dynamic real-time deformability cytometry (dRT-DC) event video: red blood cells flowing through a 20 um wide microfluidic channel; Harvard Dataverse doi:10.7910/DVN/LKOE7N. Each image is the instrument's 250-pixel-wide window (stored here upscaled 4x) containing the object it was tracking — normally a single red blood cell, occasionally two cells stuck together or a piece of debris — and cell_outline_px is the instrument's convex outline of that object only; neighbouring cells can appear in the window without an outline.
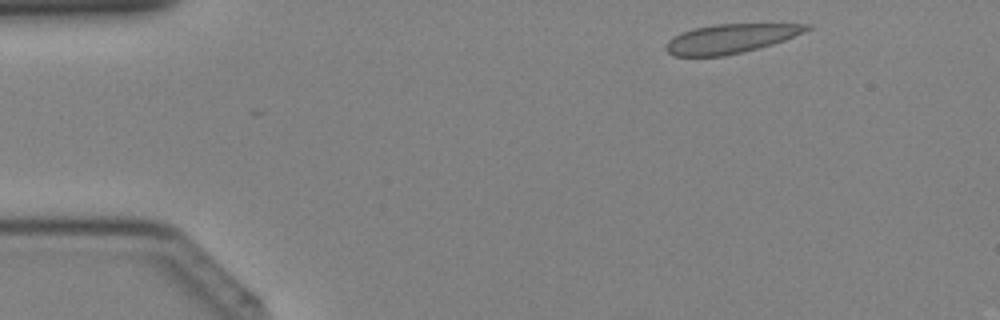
{"species": "Egyptian fruit bat (a non-hibernating species)", "species_latin": "Rousettus aegyptiacus", "temperature_condition": "cold", "stored_images_in_passage": 36, "camera_frame_rate_fps": 3000, "um_per_image_px": 0.085, "animal": {"sex": "female"}, "frame": {"image": 1, "passage_image": 2, "time_ms": 0.333, "image_size_px": [1000, 320], "cell_outline_px": [[812, 28], [804, 32], [784, 40], [772, 44], [724, 56], [672, 56], [664, 48], [668, 40], [692, 28], [712, 24], [812, 24]], "centroid_in_image_um": [62.08, 3.28], "position_along_channel_um": 22.9, "area_um2": 23.7}}
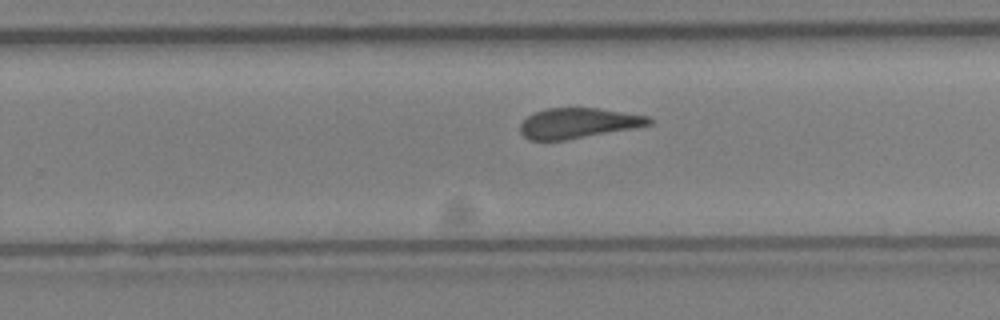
{"frame": {"image": 2, "passage_image": 22, "time_ms": 7.0, "image_size_px": [1000, 320], "cell_outline_px": [[652, 124], [632, 128], [564, 140], [528, 140], [520, 132], [520, 124], [528, 116], [544, 108], [600, 108], [648, 116], [652, 120]], "centroid_in_image_um": [49.12, 10.46], "position_along_channel_um": 280.7, "area_um2": 22.48}}
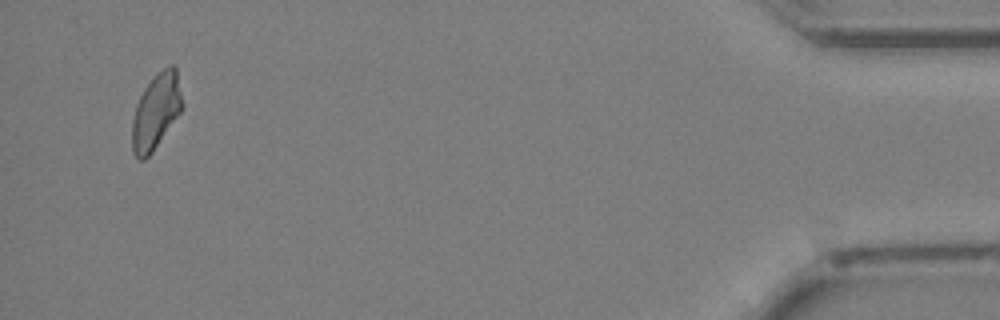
{"frame": {"image": 3, "passage_image": 35, "time_ms": 11.333, "image_size_px": [1000, 320], "cell_outline_px": [[180, 112], [152, 152], [144, 160], [140, 160], [132, 152], [132, 120], [136, 104], [144, 88], [164, 68], [172, 64], [176, 68], [180, 92]], "centroid_in_image_um": [13.21, 9.51], "position_along_channel_um": 422.0, "area_um2": 21.27}}